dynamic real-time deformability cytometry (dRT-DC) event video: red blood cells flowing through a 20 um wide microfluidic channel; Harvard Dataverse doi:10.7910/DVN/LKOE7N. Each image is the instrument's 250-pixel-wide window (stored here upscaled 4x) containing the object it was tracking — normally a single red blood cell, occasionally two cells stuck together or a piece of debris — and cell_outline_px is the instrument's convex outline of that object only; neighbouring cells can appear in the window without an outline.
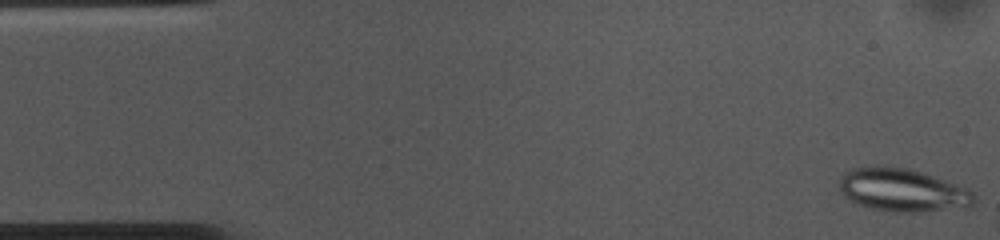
{"species": "common noctule bat (a hibernating species)", "species_latin": "Nyctalus noctula", "temperature_condition": "cold", "stored_images_in_passage": 9, "camera_frame_rate_fps": 3000, "um_per_image_px": 0.085, "animal": {"sex": "female", "body_mass_g": 10.0, "forearm_length_mm": 53.1}, "frame": {"image": 1, "passage_image": 1, "time_ms": 0.0, "image_size_px": [1000, 240], "cell_outline_px": [[976, 200], [972, 204], [924, 212], [892, 212], [872, 208], [860, 204], [844, 196], [840, 192], [840, 176], [848, 168], [876, 164], [908, 168], [968, 188], [972, 192]], "centroid_in_image_um": [76.63, 16.12], "position_along_channel_um": 8.4, "area_um2": 33.7}}